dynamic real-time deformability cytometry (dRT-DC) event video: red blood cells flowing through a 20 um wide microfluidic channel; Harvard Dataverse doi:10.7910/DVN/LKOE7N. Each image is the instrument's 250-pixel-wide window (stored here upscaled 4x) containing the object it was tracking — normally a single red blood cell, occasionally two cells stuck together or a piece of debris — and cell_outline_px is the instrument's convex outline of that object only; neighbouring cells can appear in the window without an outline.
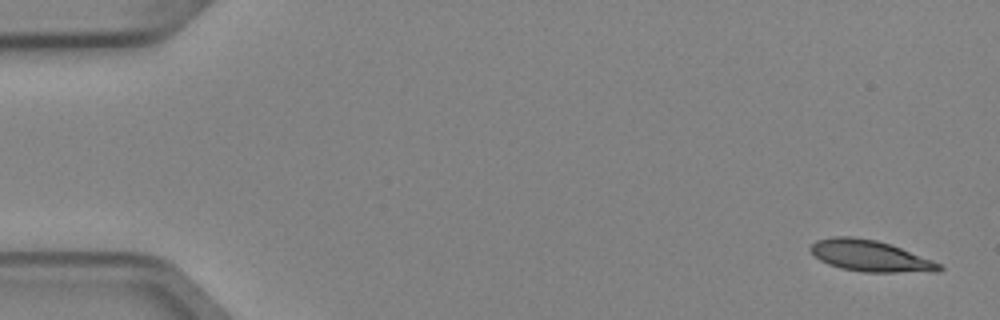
{"species": "Egyptian fruit bat (a non-hibernating species)", "species_latin": "Rousettus aegyptiacus", "temperature_condition": "cold", "stored_images_in_passage": 7, "camera_frame_rate_fps": 3000, "um_per_image_px": 0.085, "animal": {"sex": "female"}, "frame": {"image": 1, "passage_image": 1, "time_ms": 0.0, "image_size_px": [1000, 320], "cell_outline_px": [[944, 268], [940, 272], [864, 272], [840, 268], [828, 264], [820, 260], [808, 248], [816, 240], [832, 236], [852, 236], [876, 240], [892, 244], [932, 260], [940, 264]], "centroid_in_image_um": [73.98, 21.75], "position_along_channel_um": 11.0, "area_um2": 23.58}}
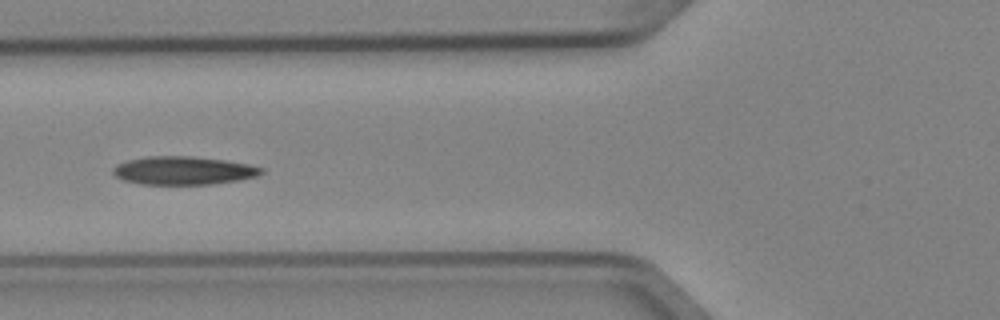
{"frame": {"image": 2, "passage_image": 6, "time_ms": 1.667, "image_size_px": [1000, 320], "cell_outline_px": [[264, 172], [256, 176], [240, 180], [212, 184], [140, 184], [124, 180], [116, 176], [112, 172], [112, 168], [116, 164], [128, 160], [148, 156], [192, 156], [224, 160], [248, 164], [264, 168]], "centroid_in_image_um": [15.59, 14.49], "position_along_channel_um": 110.2, "area_um2": 24.45}}
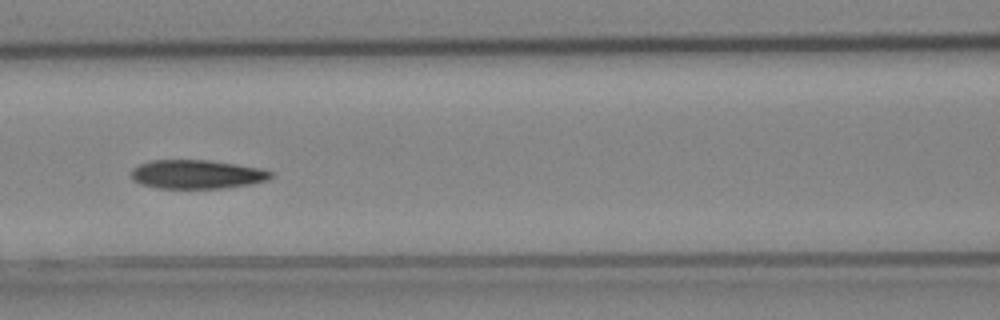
{"frame": {"image": 3, "passage_image": 7, "time_ms": 2.0, "image_size_px": [1000, 320], "cell_outline_px": [[272, 176], [268, 180], [252, 184], [224, 188], [156, 188], [140, 184], [132, 180], [132, 168], [140, 164], [152, 160], [208, 160], [236, 164], [260, 168], [272, 172]], "centroid_in_image_um": [16.73, 14.82], "position_along_channel_um": 149.9, "area_um2": 23.52}}